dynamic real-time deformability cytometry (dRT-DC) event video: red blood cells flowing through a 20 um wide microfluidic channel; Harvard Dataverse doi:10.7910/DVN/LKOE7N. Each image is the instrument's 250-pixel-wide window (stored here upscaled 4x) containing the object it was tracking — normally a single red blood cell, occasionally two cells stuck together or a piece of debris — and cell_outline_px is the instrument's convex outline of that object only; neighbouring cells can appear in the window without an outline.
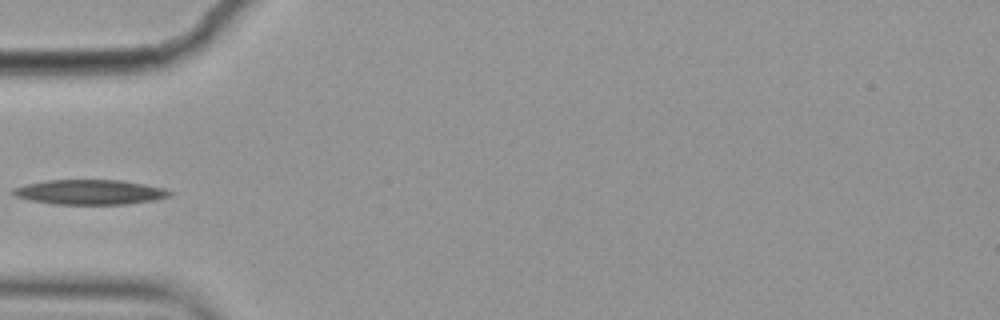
{"species": "common noctule bat (a hibernating species)", "species_latin": "Nyctalus noctula", "temperature_condition": "cold", "stored_images_in_passage": 4, "camera_frame_rate_fps": 3000, "um_per_image_px": 0.085, "animal": {"sex": "female", "body_mass_g": 19.9}, "frame": {"image": 1, "passage_image": 4, "time_ms": 1.0, "image_size_px": [1000, 320], "cell_outline_px": [[172, 196], [156, 200], [124, 204], [56, 204], [28, 200], [16, 196], [12, 192], [12, 188], [28, 184], [48, 180], [120, 180], [144, 184], [164, 188], [172, 192]], "centroid_in_image_um": [7.67, 16.33], "position_along_channel_um": 77.3, "area_um2": 22.6}}